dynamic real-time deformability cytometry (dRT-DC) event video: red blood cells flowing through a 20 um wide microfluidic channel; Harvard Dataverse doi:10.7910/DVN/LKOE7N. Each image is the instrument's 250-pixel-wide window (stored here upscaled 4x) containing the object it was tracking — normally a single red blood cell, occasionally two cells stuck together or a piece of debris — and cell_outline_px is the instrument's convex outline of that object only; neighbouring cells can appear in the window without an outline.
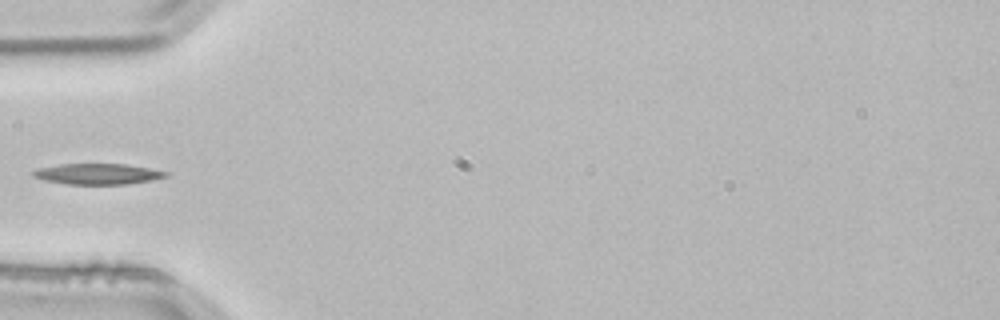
{"species": "common noctule bat (a hibernating species)", "species_latin": "Nyctalus noctula", "temperature_condition": "room temperature", "stored_images_in_passage": 2, "camera_frame_rate_fps": 3000, "um_per_image_px": 0.085, "animal": {"sex": "male", "body_mass_g": 21.5, "forearm_length_mm": 52.0}, "frame": {"image": 1, "passage_image": 2, "time_ms": 0.333, "image_size_px": [1000, 320], "cell_outline_px": [[168, 176], [152, 180], [128, 184], [68, 184], [44, 180], [32, 176], [32, 172], [40, 168], [60, 164], [124, 164], [148, 168], [168, 172]], "centroid_in_image_um": [8.31, 14.79], "position_along_channel_um": 76.7, "area_um2": 15.9}}